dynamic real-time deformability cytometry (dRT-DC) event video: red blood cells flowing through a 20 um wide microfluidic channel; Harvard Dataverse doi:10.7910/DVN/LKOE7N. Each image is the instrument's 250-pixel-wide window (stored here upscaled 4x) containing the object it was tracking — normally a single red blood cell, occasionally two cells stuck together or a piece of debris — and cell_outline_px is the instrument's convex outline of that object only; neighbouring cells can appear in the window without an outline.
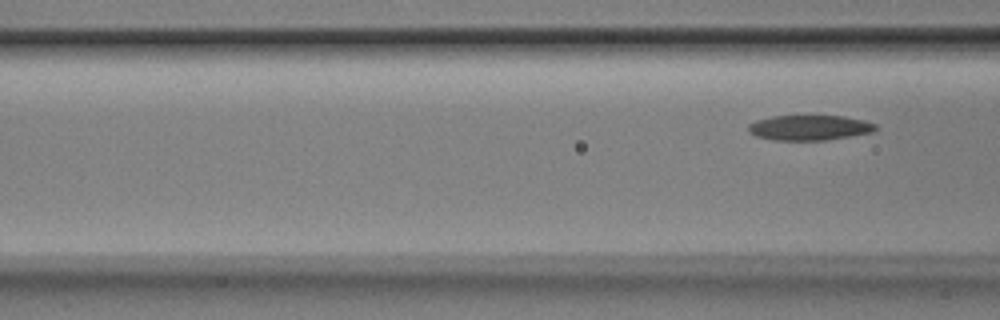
{"species": "Egyptian fruit bat (a non-hibernating species)", "species_latin": "Rousettus aegyptiacus", "temperature_condition": "room temperature", "stored_images_in_passage": 6, "segment_of_instrument_passage": [2, 2], "camera_frame_rate_fps": 3000, "um_per_image_px": 0.085, "animal": {"sex": "male"}, "frame": {"image": 1, "passage_image": 6, "time_ms": 1.667, "image_size_px": [1000, 320], "cell_outline_px": [[876, 128], [872, 132], [824, 140], [772, 140], [756, 136], [748, 132], [748, 124], [756, 120], [772, 116], [844, 116], [864, 120], [876, 124]], "centroid_in_image_um": [68.76, 10.85], "position_along_channel_um": 97.8, "area_um2": 18.55}}